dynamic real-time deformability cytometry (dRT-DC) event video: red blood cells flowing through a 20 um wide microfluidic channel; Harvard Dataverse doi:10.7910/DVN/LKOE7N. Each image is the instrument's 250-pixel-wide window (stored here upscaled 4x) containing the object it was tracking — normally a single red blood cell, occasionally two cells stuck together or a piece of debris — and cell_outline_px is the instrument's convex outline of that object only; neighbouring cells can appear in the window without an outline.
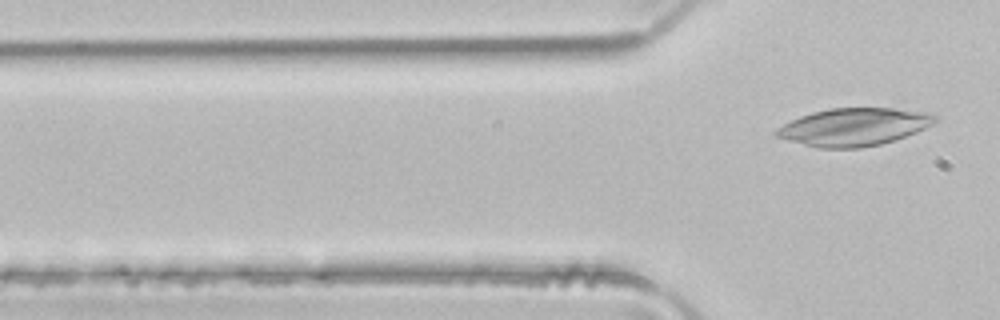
{"species": "common noctule bat (a hibernating species)", "species_latin": "Nyctalus noctula", "temperature_condition": "room temperature", "stored_images_in_passage": 4, "camera_frame_rate_fps": 3000, "um_per_image_px": 0.085, "animal": {"sex": "male", "body_mass_g": 21.5, "forearm_length_mm": 52.0}, "frame": {"image": 1, "passage_image": 4, "time_ms": 1.0, "image_size_px": [1000, 320], "cell_outline_px": [[940, 116], [932, 124], [916, 132], [896, 140], [880, 144], [860, 148], [820, 148], [772, 136], [772, 132], [776, 128], [800, 116], [812, 112], [828, 108], [896, 108], [932, 112]], "centroid_in_image_um": [72.6, 10.78], "position_along_channel_um": 53.2, "area_um2": 35.14}}